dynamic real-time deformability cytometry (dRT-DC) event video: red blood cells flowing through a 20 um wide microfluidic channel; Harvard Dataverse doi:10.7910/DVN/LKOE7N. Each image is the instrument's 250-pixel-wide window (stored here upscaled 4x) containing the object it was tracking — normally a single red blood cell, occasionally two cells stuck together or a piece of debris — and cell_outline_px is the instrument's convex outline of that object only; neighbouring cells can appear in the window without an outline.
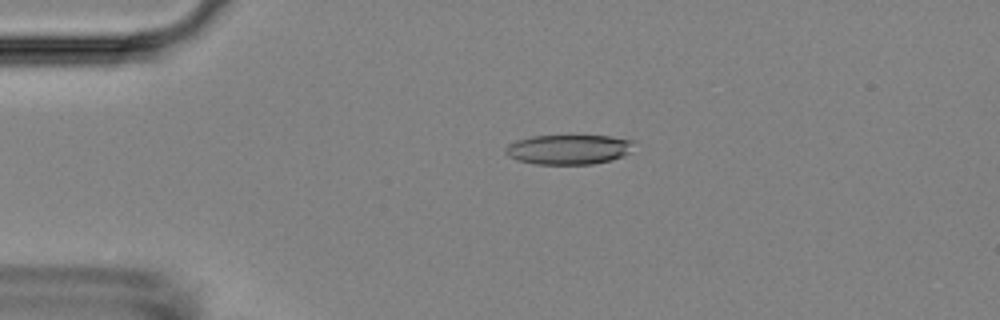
{"species": "Egyptian fruit bat (a non-hibernating species)", "species_latin": "Rousettus aegyptiacus", "temperature_condition": "room temperature", "stored_images_in_passage": 24, "camera_frame_rate_fps": 3000, "um_per_image_px": 0.085, "animal": {"sex": "female"}, "frame": {"image": 1, "passage_image": 10, "time_ms": 3.0, "image_size_px": [1000, 320], "cell_outline_px": [[636, 140], [628, 152], [624, 156], [612, 160], [592, 164], [536, 164], [516, 160], [508, 156], [504, 152], [504, 148], [508, 144], [516, 140], [532, 136], [612, 136]], "centroid_in_image_um": [48.32, 12.7], "position_along_channel_um": 36.7, "area_um2": 22.43}}
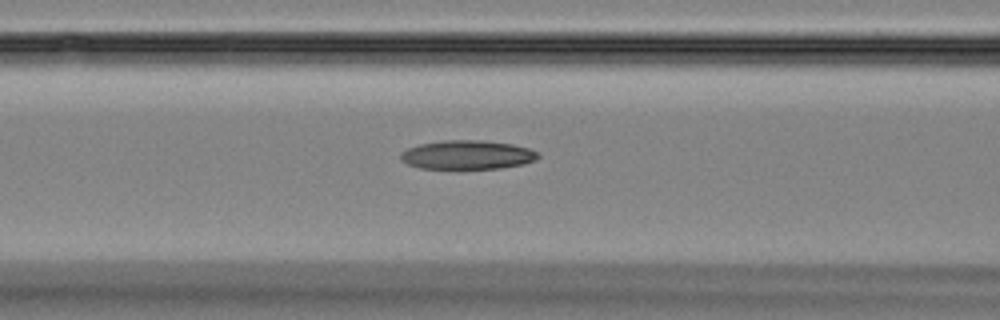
{"frame": {"image": 2, "passage_image": 20, "time_ms": 6.333, "image_size_px": [1000, 320], "cell_outline_px": [[540, 156], [536, 160], [524, 164], [500, 168], [460, 172], [420, 168], [408, 164], [400, 160], [400, 152], [408, 148], [420, 144], [444, 140], [484, 140], [512, 144], [528, 148], [540, 152]], "centroid_in_image_um": [39.71, 13.21], "position_along_channel_um": 126.9, "area_um2": 24.39}}
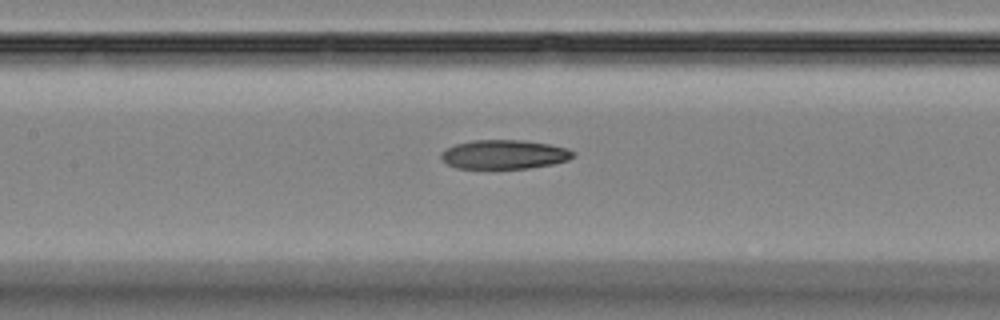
{"frame": {"image": 3, "passage_image": 23, "time_ms": 7.333, "image_size_px": [1000, 320], "cell_outline_px": [[576, 156], [568, 160], [552, 164], [528, 168], [456, 168], [448, 164], [440, 156], [440, 152], [456, 144], [472, 140], [524, 140], [548, 144], [568, 148], [576, 152]], "centroid_in_image_um": [42.9, 13.12], "position_along_channel_um": 164.5, "area_um2": 22.37}}